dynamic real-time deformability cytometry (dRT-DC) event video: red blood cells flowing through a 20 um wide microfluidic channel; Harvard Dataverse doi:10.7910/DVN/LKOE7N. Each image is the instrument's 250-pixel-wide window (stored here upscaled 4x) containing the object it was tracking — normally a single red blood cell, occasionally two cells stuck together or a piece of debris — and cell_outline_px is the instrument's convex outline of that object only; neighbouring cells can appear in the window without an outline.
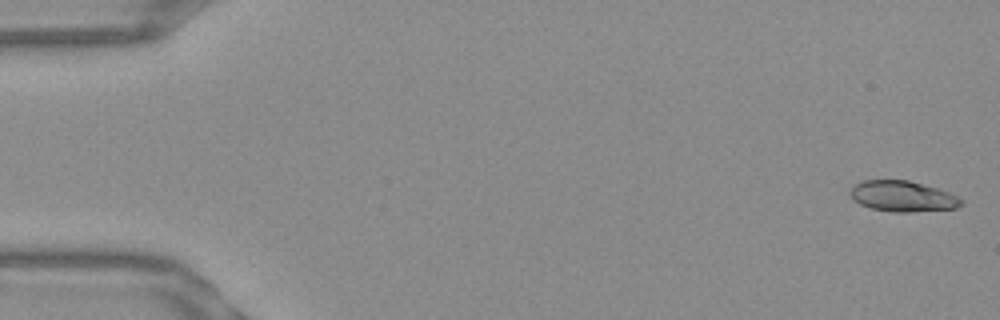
{"species": "Egyptian fruit bat (a non-hibernating species)", "species_latin": "Rousettus aegyptiacus", "temperature_condition": "warm", "stored_images_in_passage": 53, "camera_frame_rate_fps": 3000, "um_per_image_px": 0.085, "frame": {"image": 1, "passage_image": 1, "time_ms": 0.0, "image_size_px": [1000, 320], "cell_outline_px": [[964, 204], [956, 208], [908, 212], [892, 212], [872, 208], [860, 204], [852, 200], [848, 192], [856, 184], [864, 180], [908, 180], [936, 188], [948, 192], [964, 200]], "centroid_in_image_um": [76.71, 16.69], "position_along_channel_um": 8.3, "area_um2": 19.83}}
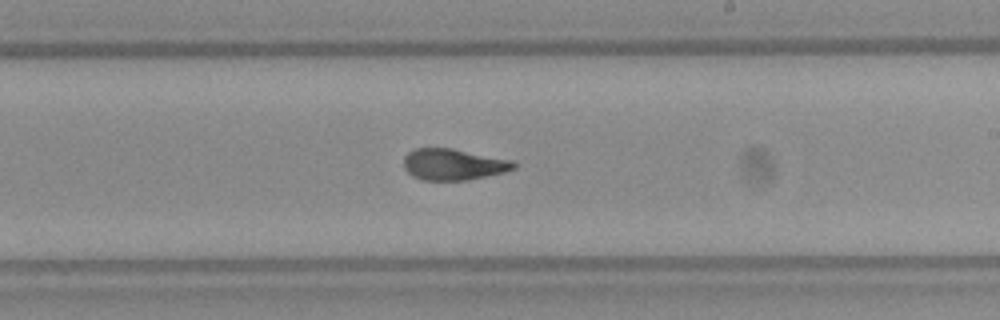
{"frame": {"image": 2, "passage_image": 31, "time_ms": 10.0, "image_size_px": [1000, 320], "cell_outline_px": [[516, 168], [504, 172], [468, 180], [420, 180], [412, 176], [404, 168], [404, 156], [408, 152], [416, 148], [452, 148], [512, 160], [516, 164]], "centroid_in_image_um": [38.52, 13.98], "position_along_channel_um": 250.5, "area_um2": 20.11}}
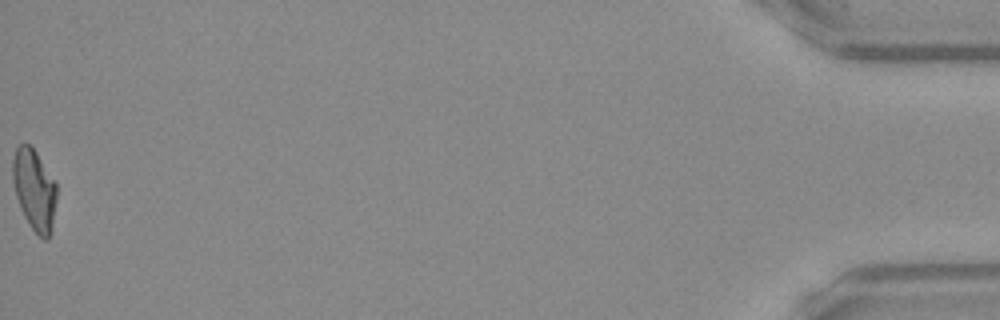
{"frame": {"image": 3, "passage_image": 53, "time_ms": 17.333, "image_size_px": [1000, 320], "cell_outline_px": [[56, 200], [52, 224], [48, 240], [44, 240], [32, 228], [24, 216], [20, 208], [16, 196], [12, 180], [12, 160], [16, 148], [20, 144], [28, 144], [36, 152], [56, 184]], "centroid_in_image_um": [2.89, 16.12], "position_along_channel_um": 432.3, "area_um2": 20.46}, "authors_computed_cell_mechanics": {"area_um2": 20.5768, "velocity_mm_per_s": 3.8495, "shape_relaxation_time_tau1_ms": 7.4869, "shape_relaxation_time_tau2_ms": 1.1389, "deformation_change_tau1": 0.2241, "deformation_change_tau2": 0.076}}